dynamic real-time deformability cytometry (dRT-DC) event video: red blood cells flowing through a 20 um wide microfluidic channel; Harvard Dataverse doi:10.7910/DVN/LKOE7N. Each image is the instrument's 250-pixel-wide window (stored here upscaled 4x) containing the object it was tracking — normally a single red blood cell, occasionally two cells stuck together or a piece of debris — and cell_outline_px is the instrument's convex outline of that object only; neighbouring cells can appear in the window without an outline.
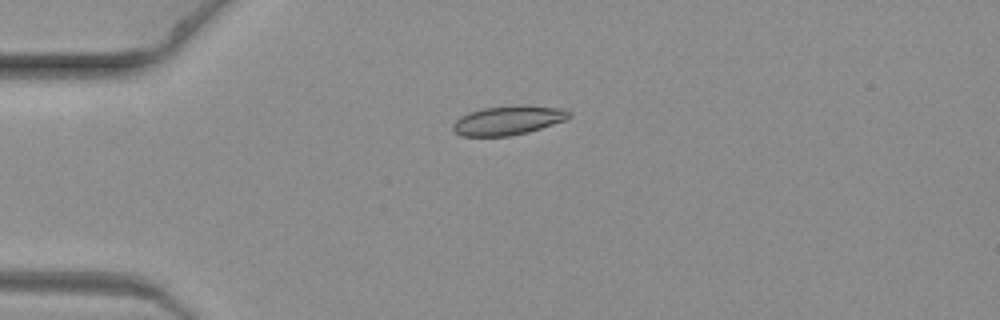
{"species": "common noctule bat (a hibernating species)", "species_latin": "Nyctalus noctula", "temperature_condition": "warm", "stored_images_in_passage": 6, "camera_frame_rate_fps": 3000, "um_per_image_px": 0.085, "animal": {"sex": "female", "body_mass_g": 19.3, "forearm_length_mm": 54.1}, "frame": {"image": 1, "passage_image": 1, "time_ms": 0.0, "image_size_px": [1000, 320], "cell_outline_px": [[572, 116], [568, 120], [528, 132], [512, 136], [460, 136], [452, 128], [452, 124], [460, 116], [468, 112], [484, 108], [520, 104], [564, 108], [572, 112]], "centroid_in_image_um": [43.25, 10.22], "position_along_channel_um": 41.8, "area_um2": 20.17}}
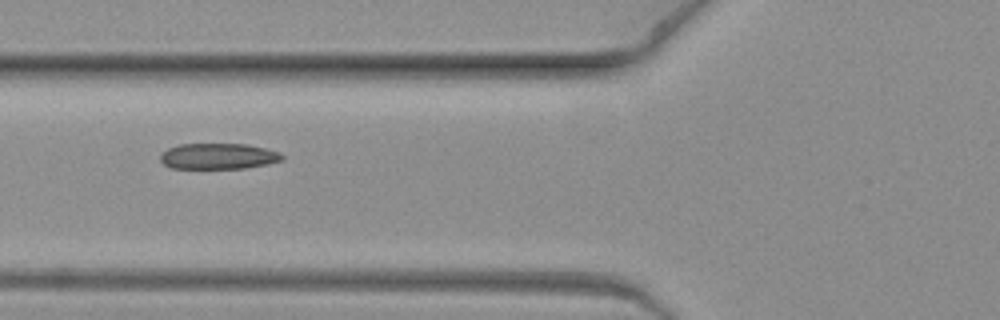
{"frame": {"image": 2, "passage_image": 4, "time_ms": 1.0, "image_size_px": [1000, 320], "cell_outline_px": [[284, 160], [268, 164], [244, 168], [172, 168], [164, 164], [160, 160], [160, 152], [168, 148], [180, 144], [248, 144], [280, 152], [284, 156]], "centroid_in_image_um": [18.56, 13.27], "position_along_channel_um": 107.2, "area_um2": 18.44}}
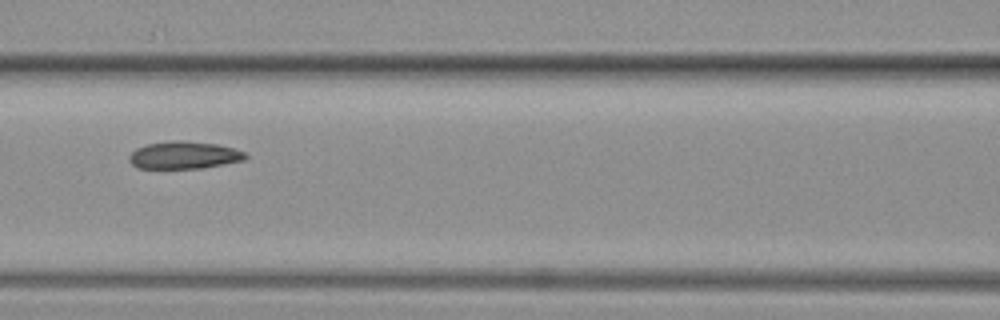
{"frame": {"image": 3, "passage_image": 5, "time_ms": 1.333, "image_size_px": [1000, 320], "cell_outline_px": [[248, 156], [244, 160], [204, 168], [136, 168], [128, 160], [128, 156], [136, 148], [148, 144], [172, 140], [184, 140], [216, 144], [232, 148], [244, 152]], "centroid_in_image_um": [15.62, 13.19], "position_along_channel_um": 151.0, "area_um2": 18.61}}